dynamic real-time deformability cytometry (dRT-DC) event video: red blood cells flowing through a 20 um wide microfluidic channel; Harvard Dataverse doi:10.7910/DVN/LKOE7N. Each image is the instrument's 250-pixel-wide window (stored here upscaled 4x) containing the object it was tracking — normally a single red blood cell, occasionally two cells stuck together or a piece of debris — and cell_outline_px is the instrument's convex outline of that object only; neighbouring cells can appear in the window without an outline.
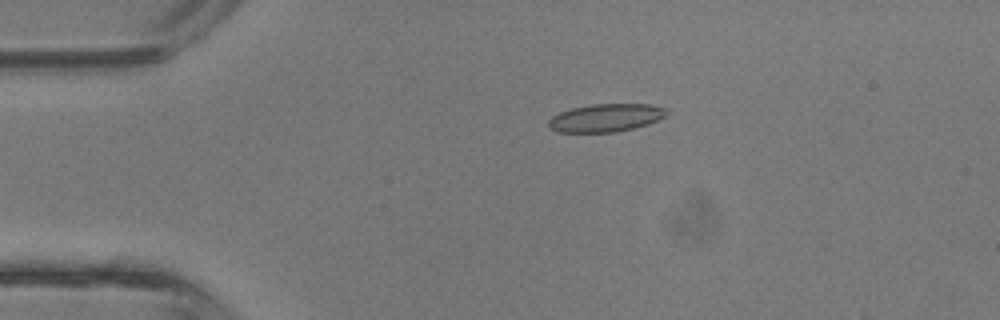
{"species": "common noctule bat (a hibernating species)", "species_latin": "Nyctalus noctula", "temperature_condition": "room temperature", "stored_images_in_passage": 39, "camera_frame_rate_fps": 3000, "um_per_image_px": 0.085, "animal": {"sex": "male", "body_mass_g": 13.3}, "frame": {"image": 1, "passage_image": 5, "time_ms": 1.333, "image_size_px": [1000, 320], "cell_outline_px": [[668, 112], [664, 116], [648, 124], [616, 132], [556, 132], [548, 128], [548, 120], [552, 116], [560, 112], [572, 108], [592, 104], [652, 104], [668, 108]], "centroid_in_image_um": [51.47, 10.01], "position_along_channel_um": 33.5, "area_um2": 19.31}}
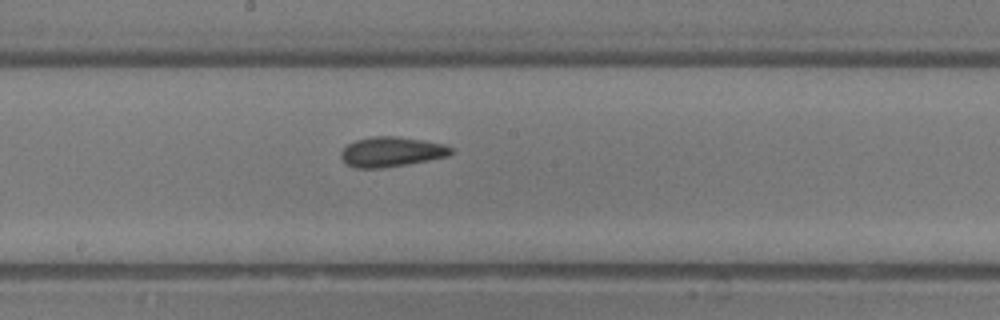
{"frame": {"image": 2, "passage_image": 19, "time_ms": 6.0, "image_size_px": [1000, 320], "cell_outline_px": [[456, 152], [448, 156], [408, 164], [384, 168], [352, 168], [340, 156], [340, 152], [348, 144], [356, 140], [372, 136], [396, 136], [424, 140], [444, 144], [452, 148]], "centroid_in_image_um": [33.29, 12.9], "position_along_channel_um": 214.9, "area_um2": 19.31}}
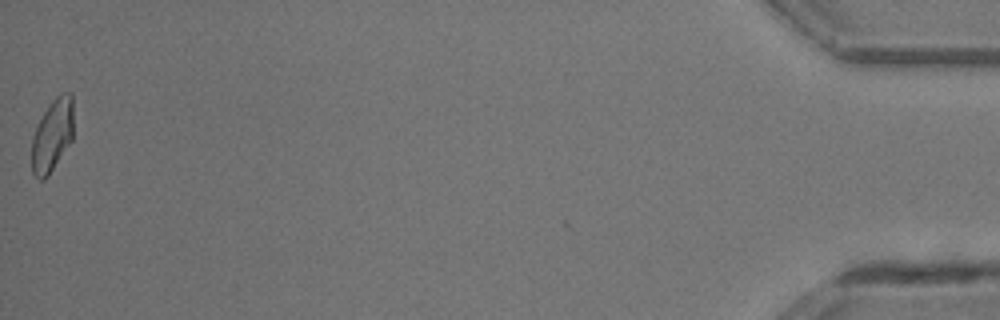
{"frame": {"image": 3, "passage_image": 39, "time_ms": 12.667, "image_size_px": [1000, 320], "cell_outline_px": [[72, 140], [48, 176], [44, 180], [40, 180], [32, 172], [32, 136], [44, 112], [52, 100], [60, 92], [72, 92]], "centroid_in_image_um": [4.45, 11.49], "position_along_channel_um": 430.8, "area_um2": 17.51}, "authors_computed_cell_mechanics": {"area_um2": 18.9006, "velocity_mm_per_s": 4.8107, "shape_relaxation_time_tau1_ms": null, "shape_relaxation_time_tau2_ms": 1.5779, "deformation_change_tau1": null, "deformation_change_tau2": 0.0617}}